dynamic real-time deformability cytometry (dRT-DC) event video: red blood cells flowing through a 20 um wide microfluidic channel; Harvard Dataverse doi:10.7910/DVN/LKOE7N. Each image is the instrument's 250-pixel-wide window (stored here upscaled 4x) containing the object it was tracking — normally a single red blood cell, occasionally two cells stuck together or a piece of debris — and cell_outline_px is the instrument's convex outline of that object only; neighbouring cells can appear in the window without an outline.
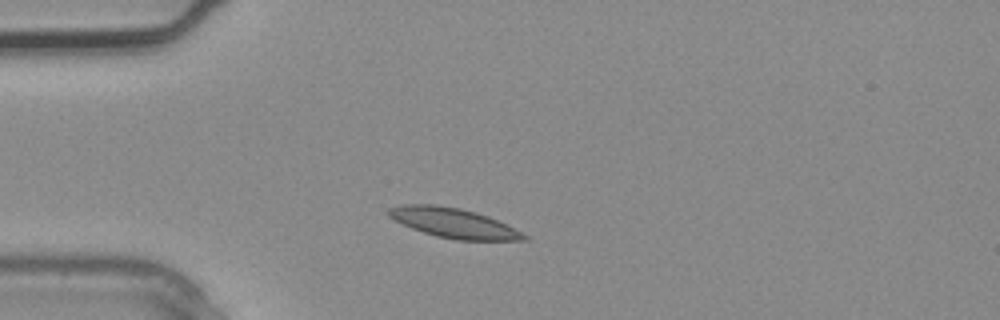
{"species": "common noctule bat (a hibernating species)", "species_latin": "Nyctalus noctula", "temperature_condition": "warm", "stored_images_in_passage": 1, "camera_frame_rate_fps": 3000, "um_per_image_px": 0.085, "animal": {"sex": "male", "body_mass_g": 20.4}, "frame": {"image": 1, "passage_image": 1, "time_ms": 0.0, "image_size_px": [1000, 320], "cell_outline_px": [[528, 240], [456, 240], [436, 236], [412, 228], [388, 216], [388, 208], [400, 204], [436, 204], [460, 208], [476, 212], [488, 216], [528, 236]], "centroid_in_image_um": [38.52, 18.94], "position_along_channel_um": 46.5, "area_um2": 23.18}}